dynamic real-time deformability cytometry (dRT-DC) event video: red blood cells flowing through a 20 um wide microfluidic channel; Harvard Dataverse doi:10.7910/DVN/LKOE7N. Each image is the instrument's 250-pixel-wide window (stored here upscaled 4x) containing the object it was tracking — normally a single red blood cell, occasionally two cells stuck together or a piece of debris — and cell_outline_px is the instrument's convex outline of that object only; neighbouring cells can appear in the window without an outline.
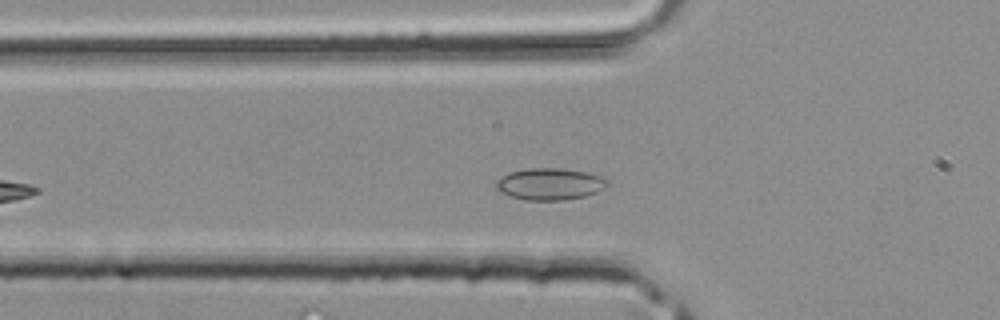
{"species": "common noctule bat (a hibernating species)", "species_latin": "Nyctalus noctula", "temperature_condition": "room temperature", "stored_images_in_passage": 21, "camera_frame_rate_fps": 3000, "um_per_image_px": 0.085, "animal": {"sex": "male", "body_mass_g": 20.4}, "frame": {"image": 1, "passage_image": 8, "time_ms": 2.333, "image_size_px": [1000, 320], "cell_outline_px": [[608, 184], [604, 188], [596, 192], [584, 196], [564, 200], [524, 200], [500, 192], [496, 188], [496, 180], [512, 172], [528, 168], [560, 168], [588, 172], [600, 176], [608, 180]], "centroid_in_image_um": [46.75, 15.64], "position_along_channel_um": 79.0, "area_um2": 20.46}}
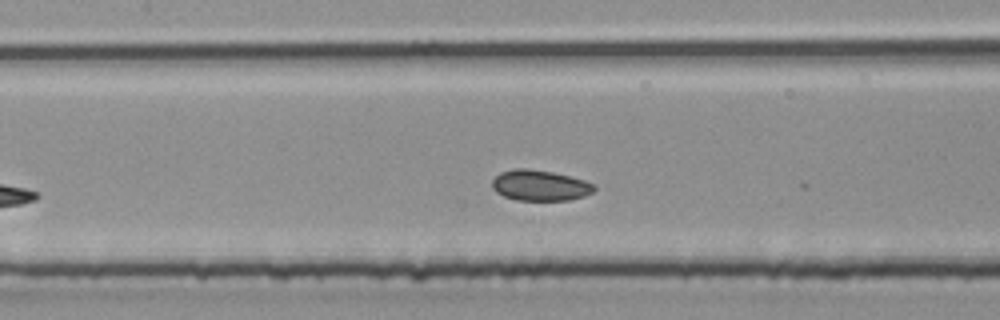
{"frame": {"image": 2, "passage_image": 13, "time_ms": 4.0, "image_size_px": [1000, 320], "cell_outline_px": [[596, 188], [592, 192], [584, 196], [568, 200], [516, 200], [504, 196], [496, 192], [492, 188], [492, 180], [500, 172], [516, 168], [528, 168], [552, 172], [584, 180], [596, 184]], "centroid_in_image_um": [45.89, 15.76], "position_along_channel_um": 161.5, "area_um2": 18.26}}
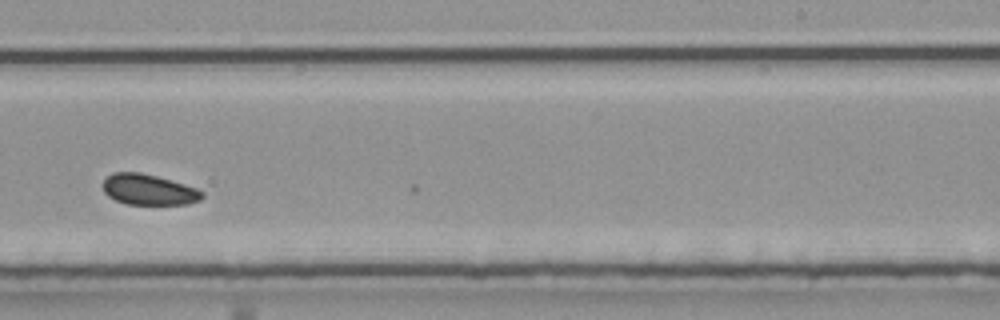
{"frame": {"image": 3, "passage_image": 20, "time_ms": 6.333, "image_size_px": [1000, 320], "cell_outline_px": [[204, 196], [200, 200], [188, 204], [128, 204], [116, 200], [108, 196], [104, 192], [104, 180], [112, 172], [140, 172], [156, 176], [196, 188], [204, 192]], "centroid_in_image_um": [12.64, 16.12], "position_along_channel_um": 276.4, "area_um2": 17.57}}